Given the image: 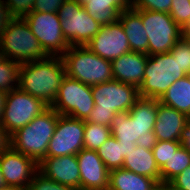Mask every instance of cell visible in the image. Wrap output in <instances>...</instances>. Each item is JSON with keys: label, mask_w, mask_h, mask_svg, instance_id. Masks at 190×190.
<instances>
[{"label": "cell", "mask_w": 190, "mask_h": 190, "mask_svg": "<svg viewBox=\"0 0 190 190\" xmlns=\"http://www.w3.org/2000/svg\"><path fill=\"white\" fill-rule=\"evenodd\" d=\"M61 28L70 46H84L99 32L96 22L79 0H66L58 9Z\"/></svg>", "instance_id": "cell-8"}, {"label": "cell", "mask_w": 190, "mask_h": 190, "mask_svg": "<svg viewBox=\"0 0 190 190\" xmlns=\"http://www.w3.org/2000/svg\"><path fill=\"white\" fill-rule=\"evenodd\" d=\"M111 136V128L90 123L85 120L84 148L97 151L98 148Z\"/></svg>", "instance_id": "cell-27"}, {"label": "cell", "mask_w": 190, "mask_h": 190, "mask_svg": "<svg viewBox=\"0 0 190 190\" xmlns=\"http://www.w3.org/2000/svg\"><path fill=\"white\" fill-rule=\"evenodd\" d=\"M174 59H177L180 69L186 74H190V42L181 37L169 51Z\"/></svg>", "instance_id": "cell-30"}, {"label": "cell", "mask_w": 190, "mask_h": 190, "mask_svg": "<svg viewBox=\"0 0 190 190\" xmlns=\"http://www.w3.org/2000/svg\"><path fill=\"white\" fill-rule=\"evenodd\" d=\"M179 142L181 143V146L190 153V118L181 131Z\"/></svg>", "instance_id": "cell-38"}, {"label": "cell", "mask_w": 190, "mask_h": 190, "mask_svg": "<svg viewBox=\"0 0 190 190\" xmlns=\"http://www.w3.org/2000/svg\"><path fill=\"white\" fill-rule=\"evenodd\" d=\"M85 121L60 115L46 157L76 155L84 148Z\"/></svg>", "instance_id": "cell-13"}, {"label": "cell", "mask_w": 190, "mask_h": 190, "mask_svg": "<svg viewBox=\"0 0 190 190\" xmlns=\"http://www.w3.org/2000/svg\"><path fill=\"white\" fill-rule=\"evenodd\" d=\"M27 190H77L63 184H59L54 180L46 178L42 173L38 172L29 184Z\"/></svg>", "instance_id": "cell-33"}, {"label": "cell", "mask_w": 190, "mask_h": 190, "mask_svg": "<svg viewBox=\"0 0 190 190\" xmlns=\"http://www.w3.org/2000/svg\"><path fill=\"white\" fill-rule=\"evenodd\" d=\"M20 65L7 58L0 62V90L8 93L18 88Z\"/></svg>", "instance_id": "cell-28"}, {"label": "cell", "mask_w": 190, "mask_h": 190, "mask_svg": "<svg viewBox=\"0 0 190 190\" xmlns=\"http://www.w3.org/2000/svg\"><path fill=\"white\" fill-rule=\"evenodd\" d=\"M169 14L176 24L183 29L190 21V0H172Z\"/></svg>", "instance_id": "cell-31"}, {"label": "cell", "mask_w": 190, "mask_h": 190, "mask_svg": "<svg viewBox=\"0 0 190 190\" xmlns=\"http://www.w3.org/2000/svg\"><path fill=\"white\" fill-rule=\"evenodd\" d=\"M5 58L20 64L45 59L41 48L24 18H14L0 39Z\"/></svg>", "instance_id": "cell-7"}, {"label": "cell", "mask_w": 190, "mask_h": 190, "mask_svg": "<svg viewBox=\"0 0 190 190\" xmlns=\"http://www.w3.org/2000/svg\"><path fill=\"white\" fill-rule=\"evenodd\" d=\"M48 107L41 99L35 98L18 87L7 93L0 122L11 136Z\"/></svg>", "instance_id": "cell-10"}, {"label": "cell", "mask_w": 190, "mask_h": 190, "mask_svg": "<svg viewBox=\"0 0 190 190\" xmlns=\"http://www.w3.org/2000/svg\"><path fill=\"white\" fill-rule=\"evenodd\" d=\"M39 172L59 184L81 190L80 169L76 155L46 157L39 164Z\"/></svg>", "instance_id": "cell-17"}, {"label": "cell", "mask_w": 190, "mask_h": 190, "mask_svg": "<svg viewBox=\"0 0 190 190\" xmlns=\"http://www.w3.org/2000/svg\"><path fill=\"white\" fill-rule=\"evenodd\" d=\"M4 59H5V55H4V52L2 50V46L0 44V62H2Z\"/></svg>", "instance_id": "cell-45"}, {"label": "cell", "mask_w": 190, "mask_h": 190, "mask_svg": "<svg viewBox=\"0 0 190 190\" xmlns=\"http://www.w3.org/2000/svg\"><path fill=\"white\" fill-rule=\"evenodd\" d=\"M67 76L94 86L113 79L112 63L92 52L86 45L70 46L61 56Z\"/></svg>", "instance_id": "cell-5"}, {"label": "cell", "mask_w": 190, "mask_h": 190, "mask_svg": "<svg viewBox=\"0 0 190 190\" xmlns=\"http://www.w3.org/2000/svg\"><path fill=\"white\" fill-rule=\"evenodd\" d=\"M59 116L49 106L29 124L11 135L10 146L40 164L46 158Z\"/></svg>", "instance_id": "cell-4"}, {"label": "cell", "mask_w": 190, "mask_h": 190, "mask_svg": "<svg viewBox=\"0 0 190 190\" xmlns=\"http://www.w3.org/2000/svg\"><path fill=\"white\" fill-rule=\"evenodd\" d=\"M87 13L99 24L108 25L118 21L119 14L128 9L129 0H79Z\"/></svg>", "instance_id": "cell-21"}, {"label": "cell", "mask_w": 190, "mask_h": 190, "mask_svg": "<svg viewBox=\"0 0 190 190\" xmlns=\"http://www.w3.org/2000/svg\"><path fill=\"white\" fill-rule=\"evenodd\" d=\"M122 168L155 179L160 184V169L150 149L136 146L125 157Z\"/></svg>", "instance_id": "cell-22"}, {"label": "cell", "mask_w": 190, "mask_h": 190, "mask_svg": "<svg viewBox=\"0 0 190 190\" xmlns=\"http://www.w3.org/2000/svg\"><path fill=\"white\" fill-rule=\"evenodd\" d=\"M0 190H22V189L19 188V187H16V186H9V185H6V186L0 188Z\"/></svg>", "instance_id": "cell-42"}, {"label": "cell", "mask_w": 190, "mask_h": 190, "mask_svg": "<svg viewBox=\"0 0 190 190\" xmlns=\"http://www.w3.org/2000/svg\"><path fill=\"white\" fill-rule=\"evenodd\" d=\"M6 186V183L4 181V177H3V174L1 172V167H0V188Z\"/></svg>", "instance_id": "cell-43"}, {"label": "cell", "mask_w": 190, "mask_h": 190, "mask_svg": "<svg viewBox=\"0 0 190 190\" xmlns=\"http://www.w3.org/2000/svg\"><path fill=\"white\" fill-rule=\"evenodd\" d=\"M86 46L95 54L110 61L131 51L128 38L119 21L101 25L99 32Z\"/></svg>", "instance_id": "cell-15"}, {"label": "cell", "mask_w": 190, "mask_h": 190, "mask_svg": "<svg viewBox=\"0 0 190 190\" xmlns=\"http://www.w3.org/2000/svg\"><path fill=\"white\" fill-rule=\"evenodd\" d=\"M14 18H24L32 12L35 0H4Z\"/></svg>", "instance_id": "cell-34"}, {"label": "cell", "mask_w": 190, "mask_h": 190, "mask_svg": "<svg viewBox=\"0 0 190 190\" xmlns=\"http://www.w3.org/2000/svg\"><path fill=\"white\" fill-rule=\"evenodd\" d=\"M189 117L176 109L158 103L154 134L158 141H179L181 131Z\"/></svg>", "instance_id": "cell-19"}, {"label": "cell", "mask_w": 190, "mask_h": 190, "mask_svg": "<svg viewBox=\"0 0 190 190\" xmlns=\"http://www.w3.org/2000/svg\"><path fill=\"white\" fill-rule=\"evenodd\" d=\"M189 166L190 153L184 147L180 146L160 169V184H168Z\"/></svg>", "instance_id": "cell-26"}, {"label": "cell", "mask_w": 190, "mask_h": 190, "mask_svg": "<svg viewBox=\"0 0 190 190\" xmlns=\"http://www.w3.org/2000/svg\"><path fill=\"white\" fill-rule=\"evenodd\" d=\"M66 0H35L32 12L57 13Z\"/></svg>", "instance_id": "cell-35"}, {"label": "cell", "mask_w": 190, "mask_h": 190, "mask_svg": "<svg viewBox=\"0 0 190 190\" xmlns=\"http://www.w3.org/2000/svg\"><path fill=\"white\" fill-rule=\"evenodd\" d=\"M65 76L61 56H47L20 65L18 87L51 106Z\"/></svg>", "instance_id": "cell-2"}, {"label": "cell", "mask_w": 190, "mask_h": 190, "mask_svg": "<svg viewBox=\"0 0 190 190\" xmlns=\"http://www.w3.org/2000/svg\"><path fill=\"white\" fill-rule=\"evenodd\" d=\"M141 19L149 39L148 55L169 52L182 37V29L169 13L141 10Z\"/></svg>", "instance_id": "cell-11"}, {"label": "cell", "mask_w": 190, "mask_h": 190, "mask_svg": "<svg viewBox=\"0 0 190 190\" xmlns=\"http://www.w3.org/2000/svg\"><path fill=\"white\" fill-rule=\"evenodd\" d=\"M159 101L190 118V76L186 75L176 80Z\"/></svg>", "instance_id": "cell-24"}, {"label": "cell", "mask_w": 190, "mask_h": 190, "mask_svg": "<svg viewBox=\"0 0 190 190\" xmlns=\"http://www.w3.org/2000/svg\"><path fill=\"white\" fill-rule=\"evenodd\" d=\"M0 167L6 185L27 190L39 172V164L11 146L0 154Z\"/></svg>", "instance_id": "cell-14"}, {"label": "cell", "mask_w": 190, "mask_h": 190, "mask_svg": "<svg viewBox=\"0 0 190 190\" xmlns=\"http://www.w3.org/2000/svg\"><path fill=\"white\" fill-rule=\"evenodd\" d=\"M168 185L175 190H190V166L174 177Z\"/></svg>", "instance_id": "cell-36"}, {"label": "cell", "mask_w": 190, "mask_h": 190, "mask_svg": "<svg viewBox=\"0 0 190 190\" xmlns=\"http://www.w3.org/2000/svg\"><path fill=\"white\" fill-rule=\"evenodd\" d=\"M24 19L48 56H62L70 47L58 13L30 12Z\"/></svg>", "instance_id": "cell-12"}, {"label": "cell", "mask_w": 190, "mask_h": 190, "mask_svg": "<svg viewBox=\"0 0 190 190\" xmlns=\"http://www.w3.org/2000/svg\"><path fill=\"white\" fill-rule=\"evenodd\" d=\"M10 135L0 122V154L10 147Z\"/></svg>", "instance_id": "cell-39"}, {"label": "cell", "mask_w": 190, "mask_h": 190, "mask_svg": "<svg viewBox=\"0 0 190 190\" xmlns=\"http://www.w3.org/2000/svg\"><path fill=\"white\" fill-rule=\"evenodd\" d=\"M6 96H7V93L4 92L3 90H0V120L3 116V110H4V106H5Z\"/></svg>", "instance_id": "cell-40"}, {"label": "cell", "mask_w": 190, "mask_h": 190, "mask_svg": "<svg viewBox=\"0 0 190 190\" xmlns=\"http://www.w3.org/2000/svg\"><path fill=\"white\" fill-rule=\"evenodd\" d=\"M95 106L86 120L110 127L117 112L129 111L139 96V89L133 85L110 80L91 86Z\"/></svg>", "instance_id": "cell-3"}, {"label": "cell", "mask_w": 190, "mask_h": 190, "mask_svg": "<svg viewBox=\"0 0 190 190\" xmlns=\"http://www.w3.org/2000/svg\"><path fill=\"white\" fill-rule=\"evenodd\" d=\"M160 190H175L168 184H160Z\"/></svg>", "instance_id": "cell-44"}, {"label": "cell", "mask_w": 190, "mask_h": 190, "mask_svg": "<svg viewBox=\"0 0 190 190\" xmlns=\"http://www.w3.org/2000/svg\"><path fill=\"white\" fill-rule=\"evenodd\" d=\"M137 144L118 143L114 136H110L97 150L109 171L122 168L124 159L131 150H134Z\"/></svg>", "instance_id": "cell-25"}, {"label": "cell", "mask_w": 190, "mask_h": 190, "mask_svg": "<svg viewBox=\"0 0 190 190\" xmlns=\"http://www.w3.org/2000/svg\"><path fill=\"white\" fill-rule=\"evenodd\" d=\"M95 106L91 86L65 76L52 107L59 115L87 120Z\"/></svg>", "instance_id": "cell-9"}, {"label": "cell", "mask_w": 190, "mask_h": 190, "mask_svg": "<svg viewBox=\"0 0 190 190\" xmlns=\"http://www.w3.org/2000/svg\"><path fill=\"white\" fill-rule=\"evenodd\" d=\"M172 0H131L130 5L134 9L150 10L169 13Z\"/></svg>", "instance_id": "cell-32"}, {"label": "cell", "mask_w": 190, "mask_h": 190, "mask_svg": "<svg viewBox=\"0 0 190 190\" xmlns=\"http://www.w3.org/2000/svg\"><path fill=\"white\" fill-rule=\"evenodd\" d=\"M118 21L122 24L131 51L148 55V36L141 19V9L131 6L119 14Z\"/></svg>", "instance_id": "cell-20"}, {"label": "cell", "mask_w": 190, "mask_h": 190, "mask_svg": "<svg viewBox=\"0 0 190 190\" xmlns=\"http://www.w3.org/2000/svg\"><path fill=\"white\" fill-rule=\"evenodd\" d=\"M13 19L10 8L7 7L4 0H0V39Z\"/></svg>", "instance_id": "cell-37"}, {"label": "cell", "mask_w": 190, "mask_h": 190, "mask_svg": "<svg viewBox=\"0 0 190 190\" xmlns=\"http://www.w3.org/2000/svg\"><path fill=\"white\" fill-rule=\"evenodd\" d=\"M76 156L80 169L81 190H108L109 170L97 151L83 148Z\"/></svg>", "instance_id": "cell-16"}, {"label": "cell", "mask_w": 190, "mask_h": 190, "mask_svg": "<svg viewBox=\"0 0 190 190\" xmlns=\"http://www.w3.org/2000/svg\"><path fill=\"white\" fill-rule=\"evenodd\" d=\"M159 102V99L139 97L129 111L117 112L110 124L111 135L120 144H137L152 150L158 141L153 129Z\"/></svg>", "instance_id": "cell-1"}, {"label": "cell", "mask_w": 190, "mask_h": 190, "mask_svg": "<svg viewBox=\"0 0 190 190\" xmlns=\"http://www.w3.org/2000/svg\"><path fill=\"white\" fill-rule=\"evenodd\" d=\"M148 56L145 53L130 51L113 59L111 61L113 79L139 89L143 83Z\"/></svg>", "instance_id": "cell-18"}, {"label": "cell", "mask_w": 190, "mask_h": 190, "mask_svg": "<svg viewBox=\"0 0 190 190\" xmlns=\"http://www.w3.org/2000/svg\"><path fill=\"white\" fill-rule=\"evenodd\" d=\"M182 37L190 42V21L182 29Z\"/></svg>", "instance_id": "cell-41"}, {"label": "cell", "mask_w": 190, "mask_h": 190, "mask_svg": "<svg viewBox=\"0 0 190 190\" xmlns=\"http://www.w3.org/2000/svg\"><path fill=\"white\" fill-rule=\"evenodd\" d=\"M159 183L124 168L109 171L108 190H157Z\"/></svg>", "instance_id": "cell-23"}, {"label": "cell", "mask_w": 190, "mask_h": 190, "mask_svg": "<svg viewBox=\"0 0 190 190\" xmlns=\"http://www.w3.org/2000/svg\"><path fill=\"white\" fill-rule=\"evenodd\" d=\"M180 146L181 143L179 141H157L152 148V152L159 169L165 165L171 155L174 154Z\"/></svg>", "instance_id": "cell-29"}, {"label": "cell", "mask_w": 190, "mask_h": 190, "mask_svg": "<svg viewBox=\"0 0 190 190\" xmlns=\"http://www.w3.org/2000/svg\"><path fill=\"white\" fill-rule=\"evenodd\" d=\"M186 74L170 52L149 55L139 96L160 99L167 89Z\"/></svg>", "instance_id": "cell-6"}]
</instances>
